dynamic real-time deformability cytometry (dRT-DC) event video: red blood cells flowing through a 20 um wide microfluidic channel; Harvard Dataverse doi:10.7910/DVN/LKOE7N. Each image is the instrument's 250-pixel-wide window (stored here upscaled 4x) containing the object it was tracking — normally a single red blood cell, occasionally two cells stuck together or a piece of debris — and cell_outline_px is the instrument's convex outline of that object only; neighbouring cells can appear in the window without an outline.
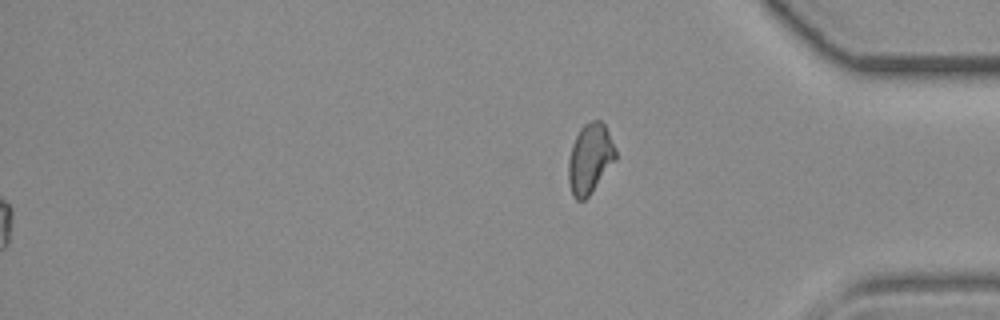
{"species": "common noctule bat (a hibernating species)", "species_latin": "Nyctalus noctula", "temperature_condition": "room temperature", "stored_images_in_passage": 39, "segment_of_instrument_passage": [2, 2], "camera_frame_rate_fps": 3000, "um_per_image_px": 0.085, "animal": {"sex": "female", "body_mass_g": 19.3, "forearm_length_mm": 54.1}, "frame": {"image": 1, "passage_image": 39, "time_ms": 12.667, "image_size_px": [1000, 320], "cell_outline_px": [[616, 160], [588, 196], [584, 200], [576, 200], [572, 196], [568, 180], [568, 160], [572, 144], [580, 128], [584, 124], [592, 120], [600, 120], [604, 124], [616, 148]], "centroid_in_image_um": [50.14, 13.48], "position_along_channel_um": 385.1, "area_um2": 19.25}}